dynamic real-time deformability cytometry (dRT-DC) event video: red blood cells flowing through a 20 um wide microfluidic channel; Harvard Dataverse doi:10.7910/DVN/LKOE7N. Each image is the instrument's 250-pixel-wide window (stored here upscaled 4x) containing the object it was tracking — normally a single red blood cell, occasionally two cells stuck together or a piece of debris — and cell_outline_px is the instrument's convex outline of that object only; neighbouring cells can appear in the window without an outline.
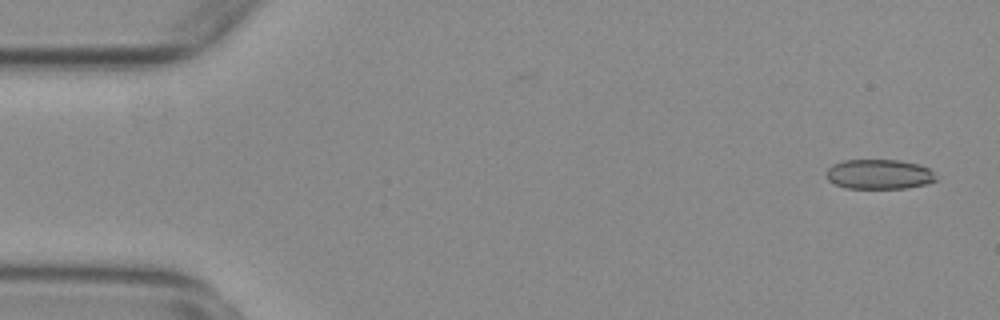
{"species": "common noctule bat (a hibernating species)", "species_latin": "Nyctalus noctula", "temperature_condition": "warm", "stored_images_in_passage": 9, "camera_frame_rate_fps": 3000, "um_per_image_px": 0.085, "animal": {"sex": "female", "body_mass_g": 29.2, "forearm_length_mm": 56.3}, "frame": {"image": 1, "passage_image": 3, "time_ms": 0.667, "image_size_px": [1000, 320], "cell_outline_px": [[936, 180], [928, 184], [908, 188], [844, 188], [828, 180], [828, 168], [832, 164], [844, 160], [900, 160], [920, 164], [928, 168], [932, 172]], "centroid_in_image_um": [74.74, 14.81], "position_along_channel_um": 10.3, "area_um2": 19.02}}